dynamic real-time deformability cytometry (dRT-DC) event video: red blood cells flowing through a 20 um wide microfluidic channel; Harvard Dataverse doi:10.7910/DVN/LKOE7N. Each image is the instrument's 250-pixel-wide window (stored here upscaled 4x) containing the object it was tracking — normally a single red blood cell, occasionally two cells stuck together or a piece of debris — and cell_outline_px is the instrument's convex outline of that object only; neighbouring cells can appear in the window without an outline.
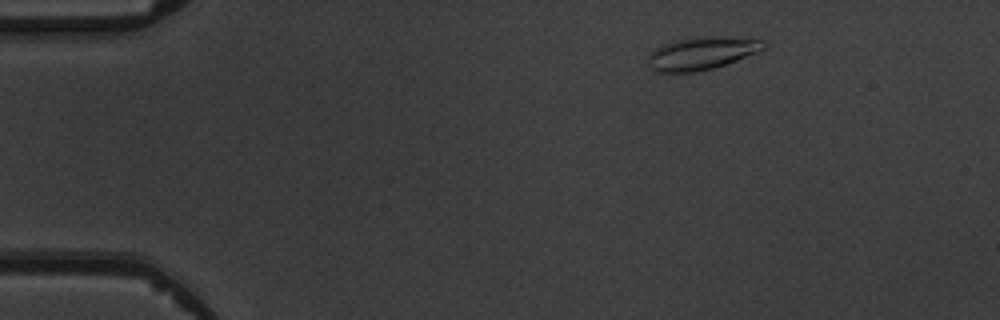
{"species": "common noctule bat (a hibernating species)", "species_latin": "Nyctalus noctula", "temperature_condition": "warm", "stored_images_in_passage": 6, "camera_frame_rate_fps": 3000, "um_per_image_px": 0.085, "animal": {"sex": "male", "body_mass_g": 19.5, "forearm_length_mm": 54.6}, "frame": {"image": 1, "passage_image": 2, "time_ms": 1.333, "image_size_px": [1000, 320], "cell_outline_px": [[768, 44], [764, 48], [756, 52], [736, 60], [712, 68], [692, 72], [656, 72], [648, 64], [648, 56], [656, 48], [664, 44], [676, 40], [704, 36], [764, 40]], "centroid_in_image_um": [59.62, 4.53], "position_along_channel_um": 25.4, "area_um2": 21.5}}
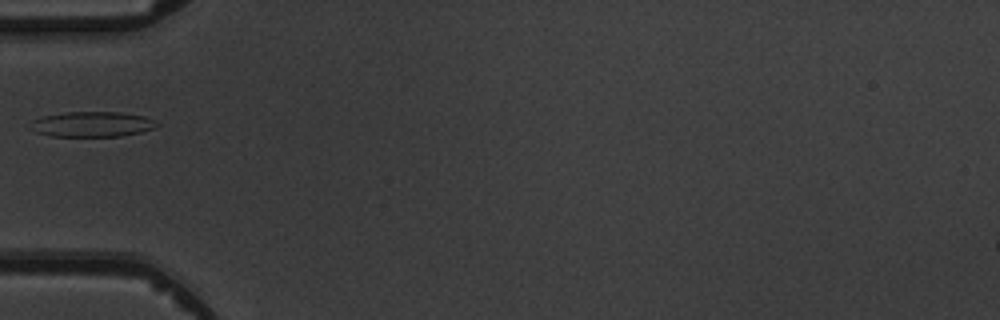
{"frame": {"image": 2, "passage_image": 5, "time_ms": 4.667, "image_size_px": [1000, 320], "cell_outline_px": [[160, 124], [156, 128], [140, 132], [120, 136], [48, 136], [36, 132], [28, 128], [32, 120], [40, 116], [64, 112], [120, 112], [144, 116], [156, 120]], "centroid_in_image_um": [7.81, 10.55], "position_along_channel_um": 77.2, "area_um2": 18.9}}